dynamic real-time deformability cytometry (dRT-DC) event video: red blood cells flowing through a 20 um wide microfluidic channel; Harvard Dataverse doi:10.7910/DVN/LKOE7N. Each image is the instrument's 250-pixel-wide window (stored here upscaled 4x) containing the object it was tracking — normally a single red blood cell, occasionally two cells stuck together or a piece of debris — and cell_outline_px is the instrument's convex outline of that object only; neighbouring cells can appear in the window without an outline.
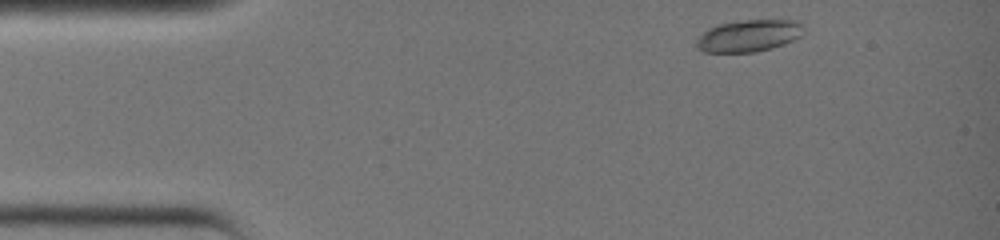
{"species": "common noctule bat (a hibernating species)", "species_latin": "Nyctalus noctula", "temperature_condition": "warm", "stored_images_in_passage": 30, "camera_frame_rate_fps": 3000, "um_per_image_px": 0.085, "animal": {"sex": "female", "body_mass_g": 19.0, "forearm_length_mm": 51.5}, "frame": {"image": 1, "passage_image": 1, "time_ms": 0.0, "image_size_px": [1000, 240], "cell_outline_px": [[804, 32], [800, 36], [784, 44], [772, 48], [756, 52], [704, 52], [696, 44], [696, 40], [708, 28], [720, 24], [744, 20], [796, 20], [804, 24]], "centroid_in_image_um": [63.69, 3.03], "position_along_channel_um": 21.3, "area_um2": 19.88}}
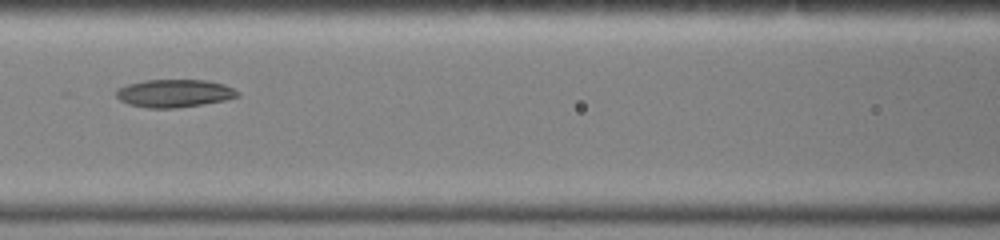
{"frame": {"image": 2, "passage_image": 13, "time_ms": 4.0, "image_size_px": [1000, 240], "cell_outline_px": [[240, 96], [224, 100], [204, 104], [176, 108], [148, 108], [128, 104], [120, 100], [116, 96], [116, 88], [128, 84], [144, 80], [208, 80], [224, 84], [240, 92]], "centroid_in_image_um": [14.81, 7.93], "position_along_channel_um": 151.8, "area_um2": 19.83}}
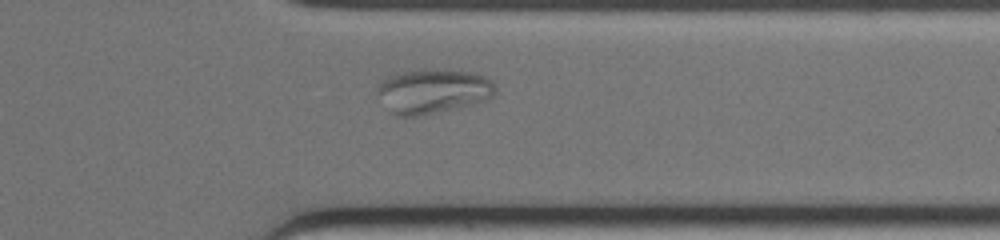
{"frame": {"image": 3, "passage_image": 26, "time_ms": 8.333, "image_size_px": [1000, 240], "cell_outline_px": [[496, 96], [488, 100], [472, 104], [416, 116], [400, 116], [392, 112], [376, 92], [376, 88], [380, 80], [388, 76], [400, 72], [416, 68], [420, 68], [480, 72], [488, 76], [496, 84]], "centroid_in_image_um": [36.87, 7.69], "position_along_channel_um": 374.5, "area_um2": 31.1}}